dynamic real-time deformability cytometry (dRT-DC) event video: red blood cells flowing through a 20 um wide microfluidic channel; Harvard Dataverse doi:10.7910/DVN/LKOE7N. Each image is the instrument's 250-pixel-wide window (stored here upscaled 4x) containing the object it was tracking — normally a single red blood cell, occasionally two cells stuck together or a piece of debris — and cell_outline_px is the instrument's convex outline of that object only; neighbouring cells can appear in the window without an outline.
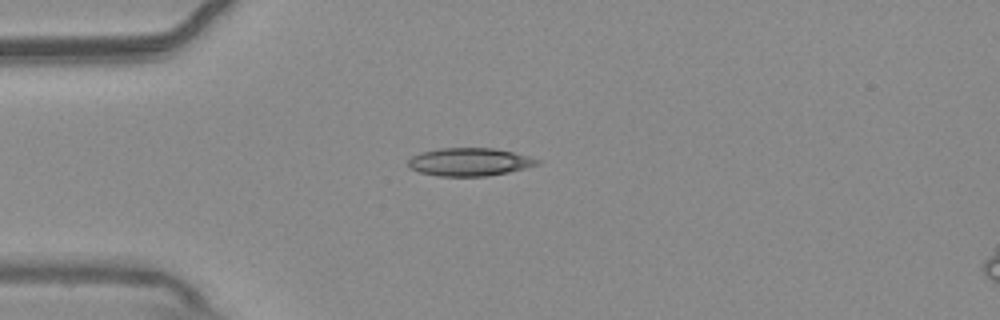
{"species": "common noctule bat (a hibernating species)", "species_latin": "Nyctalus noctula", "temperature_condition": "warm", "stored_images_in_passage": 41, "camera_frame_rate_fps": 3000, "um_per_image_px": 0.085, "animal": {"sex": "male", "body_mass_g": 20.4}, "frame": {"image": 1, "passage_image": 1, "time_ms": 0.0, "image_size_px": [1000, 320], "cell_outline_px": [[540, 164], [508, 172], [488, 176], [440, 176], [420, 172], [412, 168], [408, 164], [408, 160], [412, 156], [420, 152], [440, 148], [492, 148], [512, 152], [528, 156], [540, 160]], "centroid_in_image_um": [39.91, 13.76], "position_along_channel_um": 45.1, "area_um2": 20.87}}
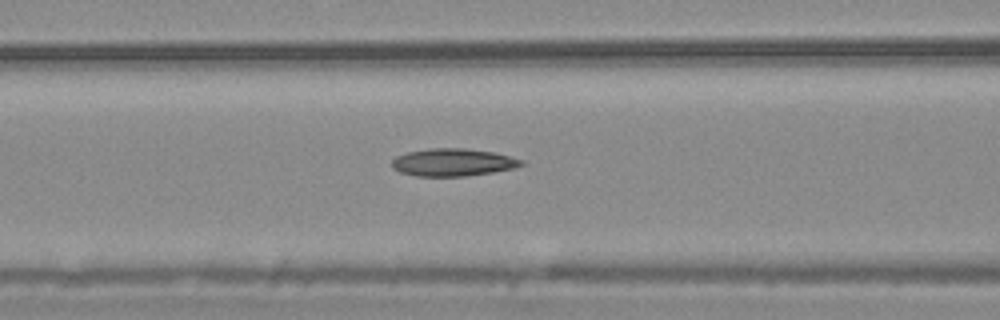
{"frame": {"image": 2, "passage_image": 9, "time_ms": 2.667, "image_size_px": [1000, 320], "cell_outline_px": [[524, 164], [516, 168], [492, 172], [464, 176], [416, 176], [400, 172], [392, 168], [392, 160], [396, 156], [408, 152], [428, 148], [464, 148], [496, 152], [524, 160]], "centroid_in_image_um": [38.52, 13.79], "position_along_channel_um": 128.1, "area_um2": 20.92}}
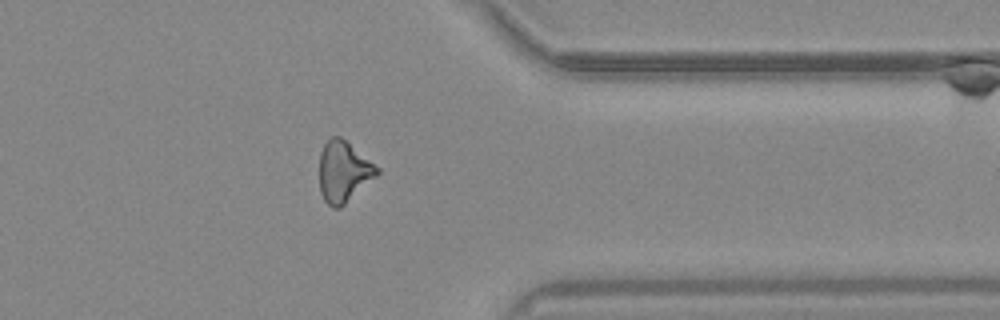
{"frame": {"image": 3, "passage_image": 30, "time_ms": 9.667, "image_size_px": [1000, 320], "cell_outline_px": [[380, 172], [376, 176], [340, 208], [332, 208], [324, 200], [320, 192], [320, 152], [324, 144], [332, 136], [340, 136], [380, 168]], "centroid_in_image_um": [29.19, 14.59], "position_along_channel_um": 382.2, "area_um2": 20.29}, "authors_computed_cell_mechanics": {"area_um2": 20.23, "velocity_mm_per_s": 3.7715, "shape_relaxation_time_tau1_ms": 8.9528, "shape_relaxation_time_tau2_ms": 6.7221, "deformation_change_tau1": 0.2058, "deformation_change_tau2": 0.1898}}